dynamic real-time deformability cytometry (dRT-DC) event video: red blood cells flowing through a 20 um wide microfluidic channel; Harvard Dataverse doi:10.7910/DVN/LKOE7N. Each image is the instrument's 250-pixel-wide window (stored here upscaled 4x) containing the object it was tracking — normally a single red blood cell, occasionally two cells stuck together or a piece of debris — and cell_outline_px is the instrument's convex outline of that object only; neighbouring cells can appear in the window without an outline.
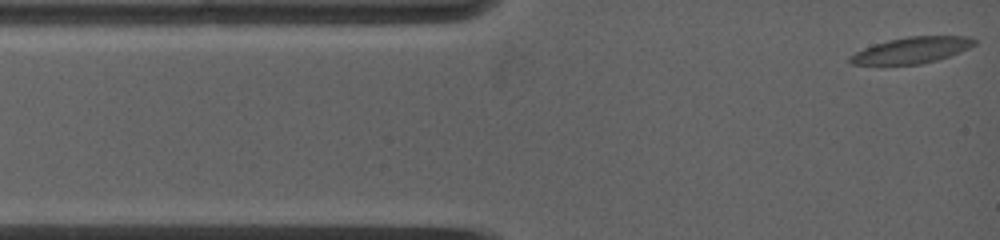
{"species": "common noctule bat (a hibernating species)", "species_latin": "Nyctalus noctula", "temperature_condition": "warm", "stored_images_in_passage": 40, "camera_frame_rate_fps": 5000, "um_per_image_px": 0.085, "animal": {"sex": "female", "body_mass_g": 19.0, "forearm_length_mm": 53.3}, "frame": {"image": 1, "passage_image": 1, "time_ms": 0.0, "image_size_px": [1000, 240], "cell_outline_px": [[976, 44], [960, 52], [936, 60], [920, 64], [880, 68], [852, 64], [848, 60], [848, 56], [864, 48], [888, 40], [908, 36], [968, 36], [976, 40]], "centroid_in_image_um": [77.39, 4.32], "position_along_channel_um": 7.6, "area_um2": 19.71}}
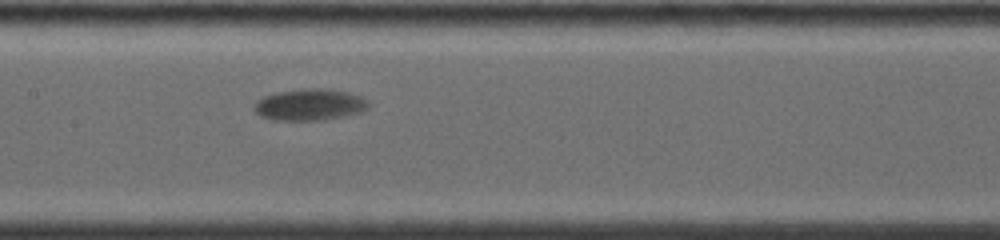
{"frame": {"image": 2, "passage_image": 18, "time_ms": 6.2, "image_size_px": [1000, 240], "cell_outline_px": [[368, 108], [360, 112], [344, 116], [324, 120], [276, 120], [260, 116], [252, 108], [256, 100], [264, 96], [280, 92], [308, 88], [320, 88], [348, 92], [360, 96], [368, 100]], "centroid_in_image_um": [26.31, 8.9], "position_along_channel_um": 181.1, "area_um2": 20.92}}
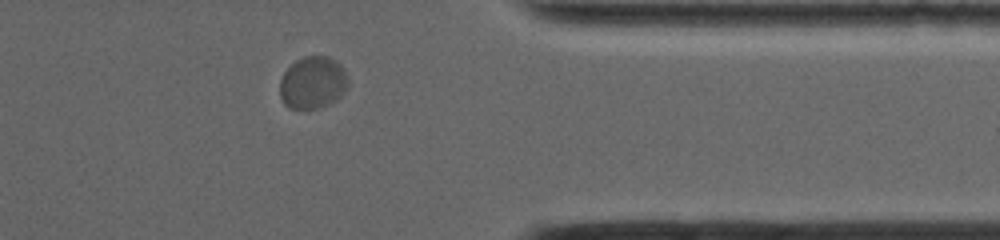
{"frame": {"image": 3, "passage_image": 34, "time_ms": 12.2, "image_size_px": [1000, 240], "cell_outline_px": [[348, 88], [336, 100], [328, 104], [316, 108], [288, 108], [284, 104], [280, 96], [280, 80], [284, 72], [296, 60], [304, 56], [328, 56], [336, 60], [344, 68], [348, 76]], "centroid_in_image_um": [26.6, 7.01], "position_along_channel_um": 384.8, "area_um2": 20.92}, "authors_computed_cell_mechanics": {"area_um2": 19.6809, "velocity_mm_per_s": 3.579, "shape_relaxation_time_tau1_ms": 1.7944, "shape_relaxation_time_tau2_ms": 2.6967, "deformation_change_tau1": 0.0862, "deformation_change_tau2": null}}